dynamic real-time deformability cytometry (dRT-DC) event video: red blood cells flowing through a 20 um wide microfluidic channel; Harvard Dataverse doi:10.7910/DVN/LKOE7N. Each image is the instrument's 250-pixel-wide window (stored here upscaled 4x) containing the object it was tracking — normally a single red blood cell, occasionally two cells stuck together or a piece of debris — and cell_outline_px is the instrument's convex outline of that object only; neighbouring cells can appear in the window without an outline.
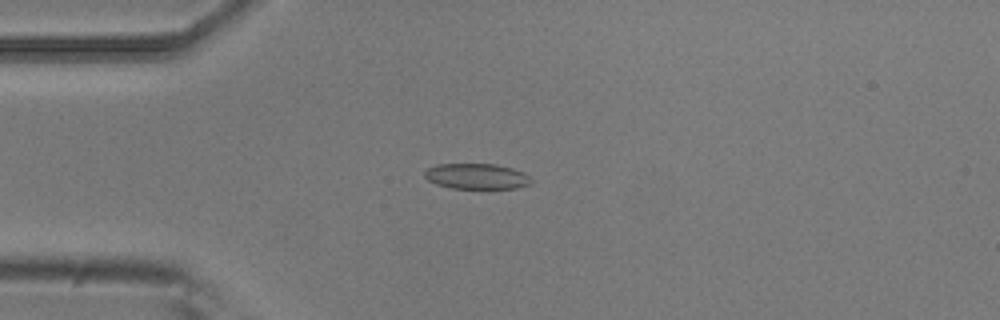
{"species": "common noctule bat (a hibernating species)", "species_latin": "Nyctalus noctula", "temperature_condition": "room temperature", "stored_images_in_passage": 7, "camera_frame_rate_fps": 3000, "um_per_image_px": 0.085, "animal": {"sex": "male", "body_mass_g": 20.5, "forearm_length_mm": 52.5}, "frame": {"image": 1, "passage_image": 3, "time_ms": 0.667, "image_size_px": [1000, 320], "cell_outline_px": [[532, 184], [516, 188], [452, 188], [436, 184], [428, 180], [424, 176], [424, 172], [428, 168], [436, 164], [496, 164], [512, 168], [524, 172], [532, 180]], "centroid_in_image_um": [40.52, 14.98], "position_along_channel_um": 44.5, "area_um2": 15.9}}
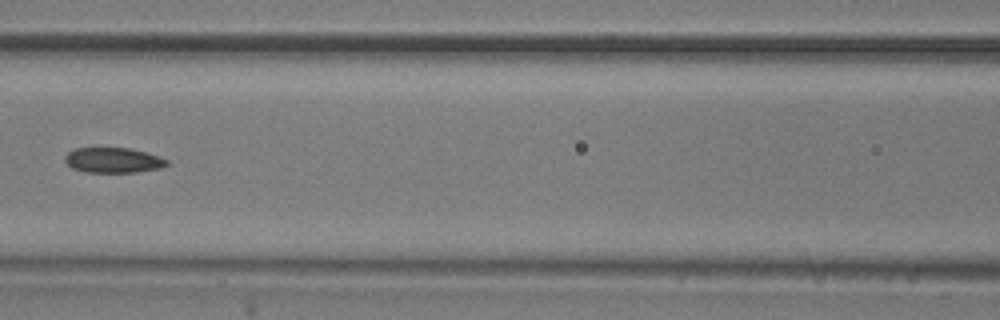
{"frame": {"image": 2, "passage_image": 6, "time_ms": 1.667, "image_size_px": [1000, 320], "cell_outline_px": [[168, 164], [160, 168], [136, 172], [88, 172], [72, 168], [64, 160], [64, 156], [68, 152], [76, 148], [128, 148], [144, 152], [168, 160]], "centroid_in_image_um": [9.59, 13.62], "position_along_channel_um": 157.0, "area_um2": 14.74}}
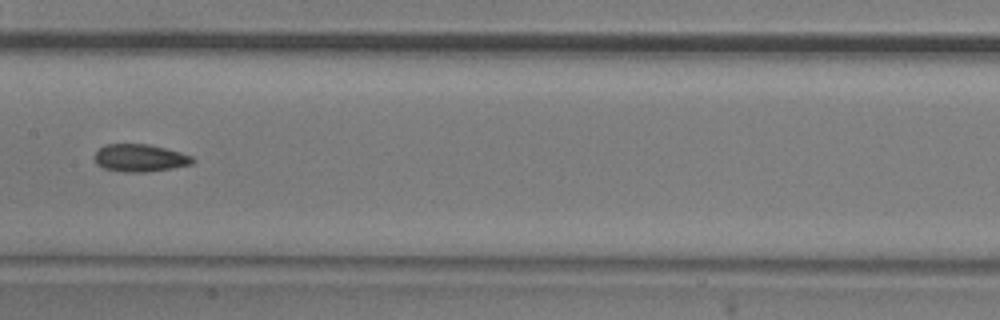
{"frame": {"image": 3, "passage_image": 7, "time_ms": 2.0, "image_size_px": [1000, 320], "cell_outline_px": [[196, 160], [192, 164], [172, 168], [148, 172], [124, 172], [104, 168], [96, 164], [92, 156], [104, 144], [148, 144], [180, 152], [192, 156]], "centroid_in_image_um": [11.87, 13.43], "position_along_channel_um": 195.5, "area_um2": 15.84}}